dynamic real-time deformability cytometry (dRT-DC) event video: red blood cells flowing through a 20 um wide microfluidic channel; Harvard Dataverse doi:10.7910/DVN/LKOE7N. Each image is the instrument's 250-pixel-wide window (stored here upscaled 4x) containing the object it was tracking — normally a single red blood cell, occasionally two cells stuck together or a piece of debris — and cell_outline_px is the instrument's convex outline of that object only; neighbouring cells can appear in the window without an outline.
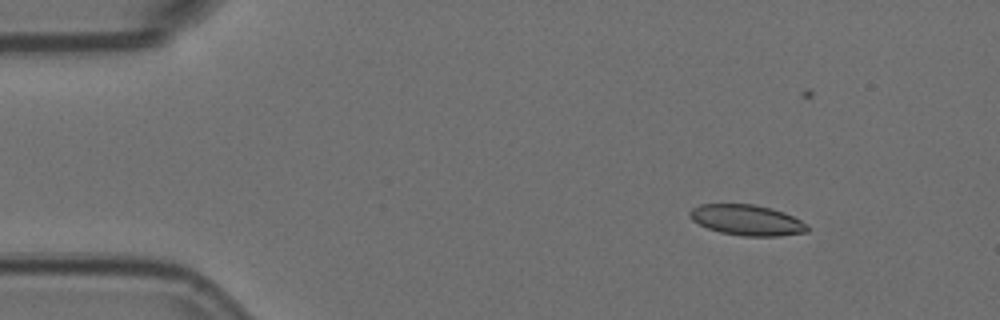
{"species": "Egyptian fruit bat (a non-hibernating species)", "species_latin": "Rousettus aegyptiacus", "temperature_condition": "room temperature", "stored_images_in_passage": 8, "camera_frame_rate_fps": 3000, "um_per_image_px": 0.085, "animal": {"sex": "female"}, "frame": {"image": 1, "passage_image": 3, "time_ms": 0.667, "image_size_px": [1000, 320], "cell_outline_px": [[808, 232], [780, 236], [744, 236], [720, 232], [708, 228], [692, 220], [688, 216], [688, 212], [692, 208], [700, 204], [756, 204], [772, 208], [784, 212], [808, 224]], "centroid_in_image_um": [63.49, 18.7], "position_along_channel_um": 21.5, "area_um2": 21.1}}
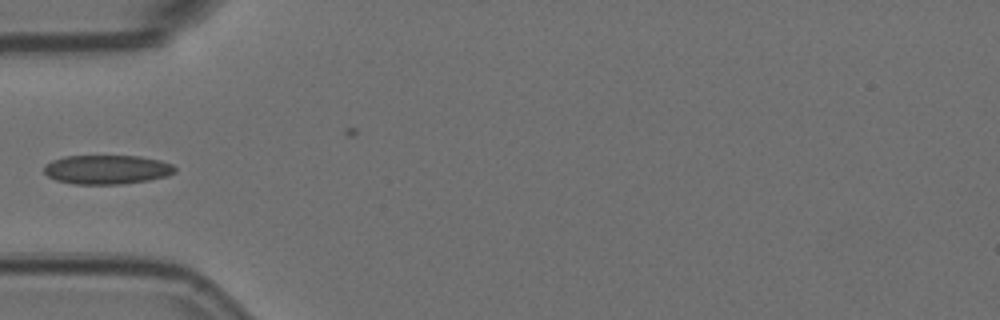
{"frame": {"image": 2, "passage_image": 6, "time_ms": 1.667, "image_size_px": [1000, 320], "cell_outline_px": [[176, 172], [168, 176], [148, 180], [120, 184], [76, 184], [56, 180], [48, 176], [44, 172], [44, 164], [52, 160], [64, 156], [140, 156], [160, 160], [172, 164], [176, 168]], "centroid_in_image_um": [9.09, 14.4], "position_along_channel_um": 75.9, "area_um2": 22.31}}
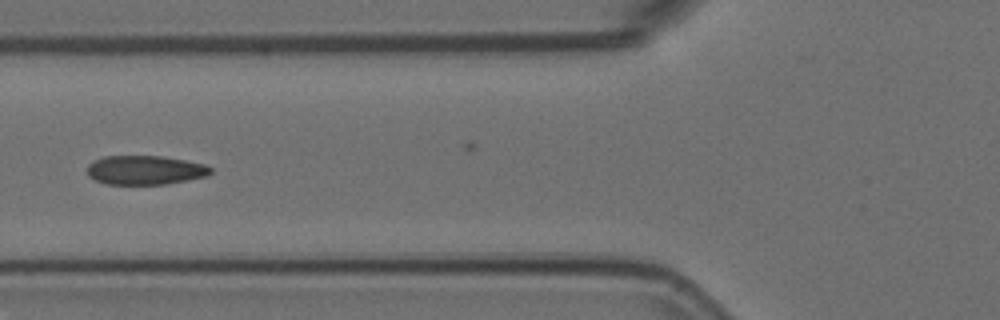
{"frame": {"image": 3, "passage_image": 7, "time_ms": 2.0, "image_size_px": [1000, 320], "cell_outline_px": [[212, 172], [208, 176], [168, 184], [108, 184], [96, 180], [88, 176], [88, 164], [92, 160], [104, 156], [160, 156], [184, 160], [204, 164], [212, 168]], "centroid_in_image_um": [12.34, 14.46], "position_along_channel_um": 113.5, "area_um2": 20.98}}